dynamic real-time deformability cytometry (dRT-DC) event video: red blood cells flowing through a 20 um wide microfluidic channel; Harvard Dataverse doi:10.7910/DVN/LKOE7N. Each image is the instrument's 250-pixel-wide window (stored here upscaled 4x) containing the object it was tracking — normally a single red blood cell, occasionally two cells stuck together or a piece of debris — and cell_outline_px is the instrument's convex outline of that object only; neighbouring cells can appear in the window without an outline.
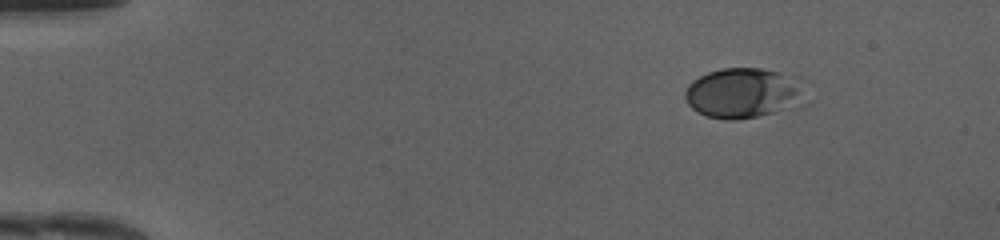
{"species": "human", "species_latin": "Homo sapiens", "temperature_condition": "cold", "stored_images_in_passage": 43, "camera_frame_rate_fps": 3000, "um_per_image_px": 0.085, "donor": {"sex": "female"}, "frame": {"image": 1, "passage_image": 1, "time_ms": 0.0, "image_size_px": [1000, 240], "cell_outline_px": [[808, 80], [796, 92], [772, 112], [756, 116], [736, 120], [728, 120], [708, 116], [692, 108], [688, 104], [684, 96], [684, 92], [688, 84], [692, 80], [708, 72], [720, 68], [760, 68], [800, 76]], "centroid_in_image_um": [62.98, 7.83], "position_along_channel_um": 22.0, "area_um2": 33.52}}
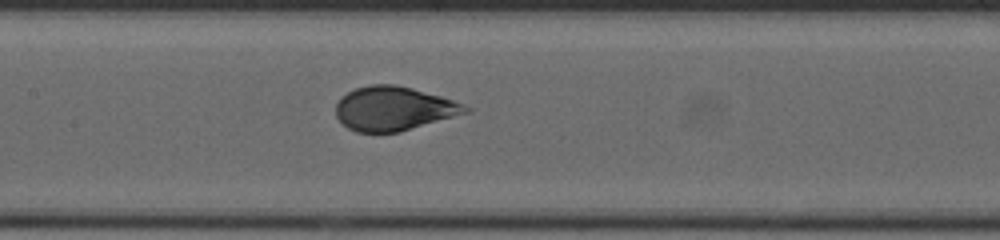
{"frame": {"image": 2, "passage_image": 19, "time_ms": 6.0, "image_size_px": [1000, 240], "cell_outline_px": [[472, 112], [400, 132], [356, 132], [348, 128], [336, 116], [336, 104], [340, 96], [356, 88], [368, 84], [396, 84], [412, 88], [440, 96], [464, 104], [472, 108]], "centroid_in_image_um": [33.49, 9.23], "position_along_channel_um": 173.9, "area_um2": 33.52}}
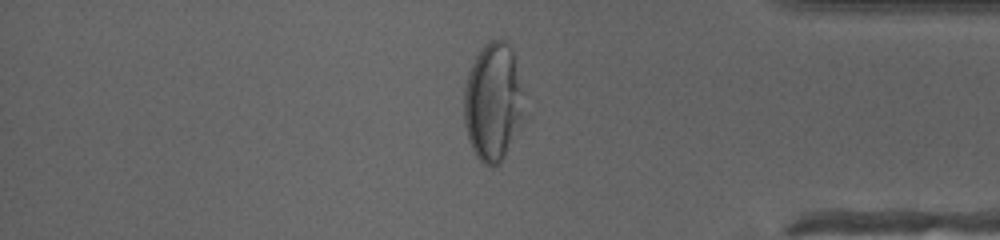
{"frame": {"image": 3, "passage_image": 36, "time_ms": 11.667, "image_size_px": [1000, 240], "cell_outline_px": [[528, 116], [500, 164], [492, 168], [484, 164], [476, 156], [472, 148], [464, 124], [464, 88], [468, 72], [480, 48], [488, 40], [504, 40], [512, 48]], "centroid_in_image_um": [41.95, 8.72], "position_along_channel_um": 393.3, "area_um2": 42.31}, "authors_computed_cell_mechanics": {"area_um2": 33.9864, "velocity_mm_per_s": 4.1931, "shape_relaxation_time_tau1_ms": 5.3243, "shape_relaxation_time_tau2_ms": null, "deformation_change_tau1": 0.1976, "deformation_change_tau2": null}}